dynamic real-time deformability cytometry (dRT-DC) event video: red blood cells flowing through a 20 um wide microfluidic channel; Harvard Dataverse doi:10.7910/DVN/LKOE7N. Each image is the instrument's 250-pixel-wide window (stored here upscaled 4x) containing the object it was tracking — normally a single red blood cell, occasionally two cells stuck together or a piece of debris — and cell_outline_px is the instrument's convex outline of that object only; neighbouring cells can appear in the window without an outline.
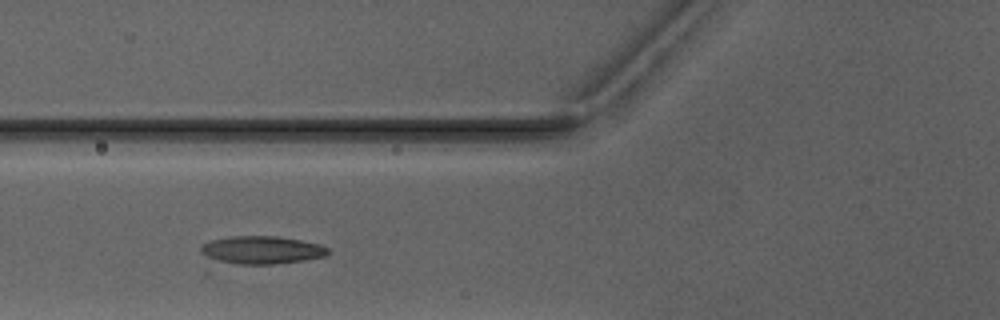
{"species": "Egyptian fruit bat (a non-hibernating species)", "species_latin": "Rousettus aegyptiacus", "temperature_condition": "warm", "stored_images_in_passage": 5, "camera_frame_rate_fps": 3000, "um_per_image_px": 0.085, "animal": {"sex": "male"}, "frame": {"image": 1, "passage_image": 3, "time_ms": 3.333, "image_size_px": [1000, 320], "cell_outline_px": [[332, 252], [324, 256], [304, 260], [276, 264], [212, 264], [200, 252], [200, 248], [204, 244], [212, 240], [232, 236], [280, 236], [320, 244], [328, 248]], "centroid_in_image_um": [22.16, 21.27], "position_along_channel_um": 103.6, "area_um2": 21.27}}
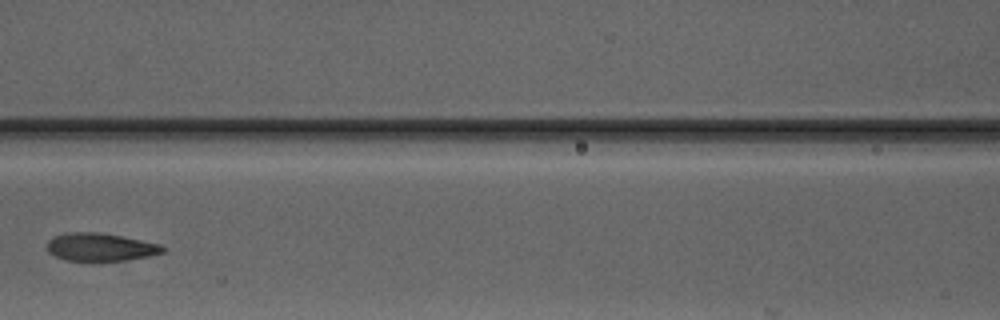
{"frame": {"image": 2, "passage_image": 4, "time_ms": 4.667, "image_size_px": [1000, 320], "cell_outline_px": [[164, 252], [148, 256], [124, 260], [64, 260], [48, 252], [48, 240], [52, 236], [68, 232], [100, 232], [160, 244], [164, 248]], "centroid_in_image_um": [8.49, 20.99], "position_along_channel_um": 158.1, "area_um2": 18.55}}
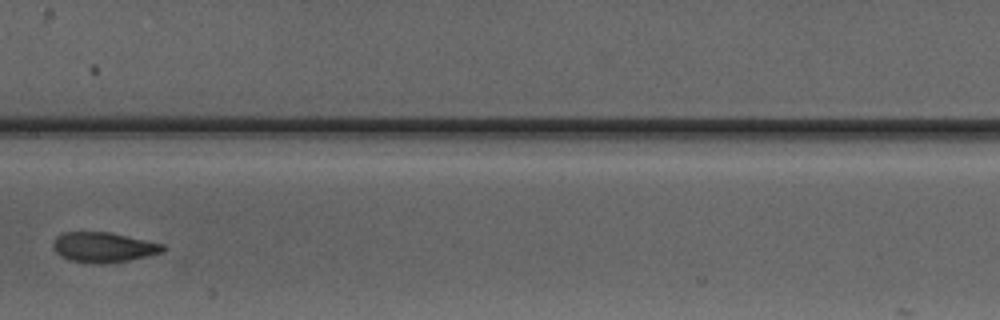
{"frame": {"image": 3, "passage_image": 5, "time_ms": 5.667, "image_size_px": [1000, 320], "cell_outline_px": [[168, 248], [164, 252], [148, 256], [108, 264], [84, 264], [68, 260], [60, 256], [56, 252], [52, 244], [56, 236], [64, 232], [112, 232], [164, 244]], "centroid_in_image_um": [8.81, 21.03], "position_along_channel_um": 198.6, "area_um2": 19.77}}